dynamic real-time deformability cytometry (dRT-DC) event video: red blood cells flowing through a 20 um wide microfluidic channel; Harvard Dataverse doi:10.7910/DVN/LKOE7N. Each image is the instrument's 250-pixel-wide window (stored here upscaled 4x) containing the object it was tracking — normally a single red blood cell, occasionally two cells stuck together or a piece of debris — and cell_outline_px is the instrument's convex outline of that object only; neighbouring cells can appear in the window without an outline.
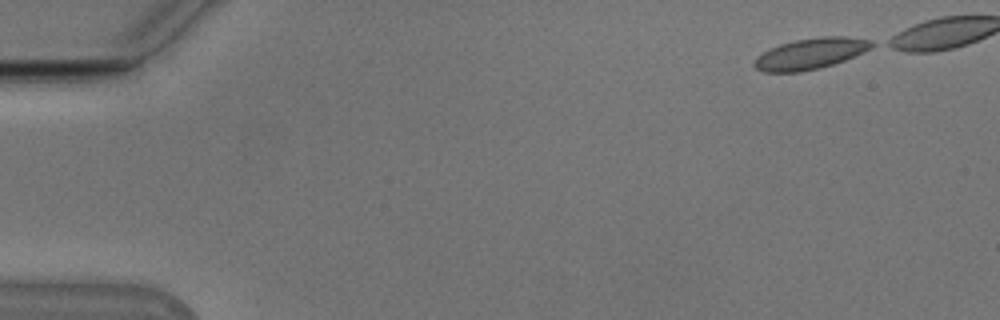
{"species": "Egyptian fruit bat (a non-hibernating species)", "species_latin": "Rousettus aegyptiacus", "temperature_condition": "cold", "stored_images_in_passage": 41, "camera_frame_rate_fps": 3000, "um_per_image_px": 0.085, "animal": {"sex": "male"}, "frame": {"image": 1, "passage_image": 1, "time_ms": 0.0, "image_size_px": [1000, 320], "cell_outline_px": [[876, 44], [864, 52], [844, 60], [820, 68], [800, 72], [764, 72], [756, 68], [752, 64], [756, 56], [768, 48], [780, 44], [796, 40], [820, 36], [844, 36], [872, 40]], "centroid_in_image_um": [68.87, 4.55], "position_along_channel_um": 16.1, "area_um2": 21.33}}
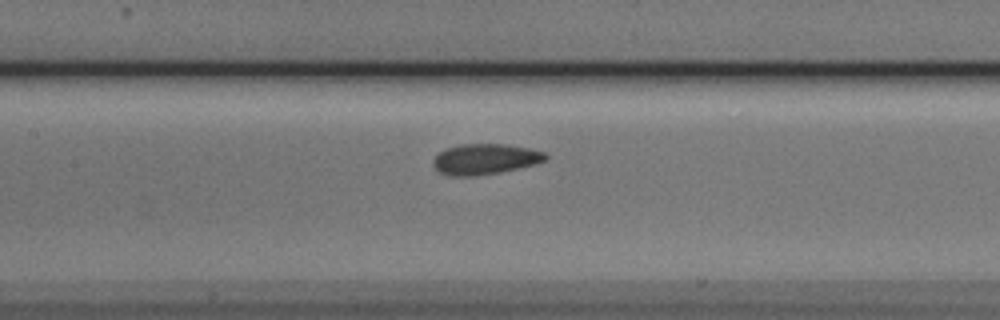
{"frame": {"image": 2, "passage_image": 22, "time_ms": 7.0, "image_size_px": [1000, 320], "cell_outline_px": [[548, 160], [536, 164], [520, 168], [500, 172], [476, 176], [448, 176], [436, 172], [432, 168], [432, 160], [440, 152], [448, 148], [460, 144], [504, 144], [528, 148], [544, 152], [548, 156]], "centroid_in_image_um": [41.2, 13.54], "position_along_channel_um": 166.2, "area_um2": 20.35}}
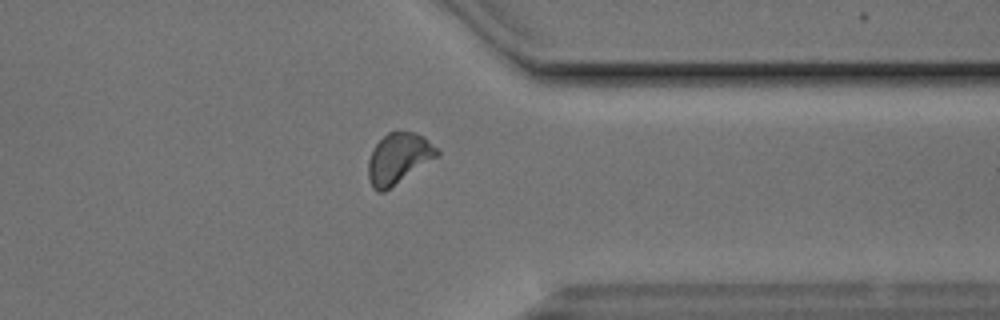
{"frame": {"image": 3, "passage_image": 39, "time_ms": 12.667, "image_size_px": [1000, 320], "cell_outline_px": [[440, 156], [384, 192], [376, 192], [372, 188], [368, 180], [368, 160], [372, 148], [388, 132], [416, 132], [424, 136], [440, 152]], "centroid_in_image_um": [33.87, 13.49], "position_along_channel_um": 377.5, "area_um2": 20.58}}